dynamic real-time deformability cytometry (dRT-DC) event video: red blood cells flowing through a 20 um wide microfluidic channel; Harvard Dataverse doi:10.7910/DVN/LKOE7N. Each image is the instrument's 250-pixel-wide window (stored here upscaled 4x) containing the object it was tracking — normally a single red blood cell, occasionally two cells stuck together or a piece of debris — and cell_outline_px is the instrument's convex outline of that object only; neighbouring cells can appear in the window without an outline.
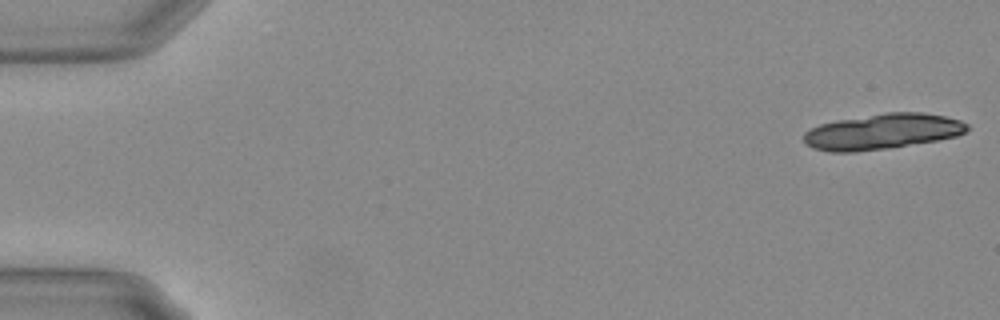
{"species": "Egyptian fruit bat (a non-hibernating species)", "species_latin": "Rousettus aegyptiacus", "temperature_condition": "warm", "stored_images_in_passage": 24, "camera_frame_rate_fps": 3000, "um_per_image_px": 0.085, "animal": {"sex": "female"}, "frame": {"image": 1, "passage_image": 1, "time_ms": 0.0, "image_size_px": [1000, 320], "cell_outline_px": [[968, 128], [964, 132], [956, 136], [936, 140], [888, 148], [852, 152], [832, 152], [812, 148], [804, 144], [804, 132], [820, 124], [836, 120], [888, 112], [920, 112], [944, 116], [960, 120], [968, 124]], "centroid_in_image_um": [74.97, 11.18], "position_along_channel_um": 10.0, "area_um2": 33.64}}